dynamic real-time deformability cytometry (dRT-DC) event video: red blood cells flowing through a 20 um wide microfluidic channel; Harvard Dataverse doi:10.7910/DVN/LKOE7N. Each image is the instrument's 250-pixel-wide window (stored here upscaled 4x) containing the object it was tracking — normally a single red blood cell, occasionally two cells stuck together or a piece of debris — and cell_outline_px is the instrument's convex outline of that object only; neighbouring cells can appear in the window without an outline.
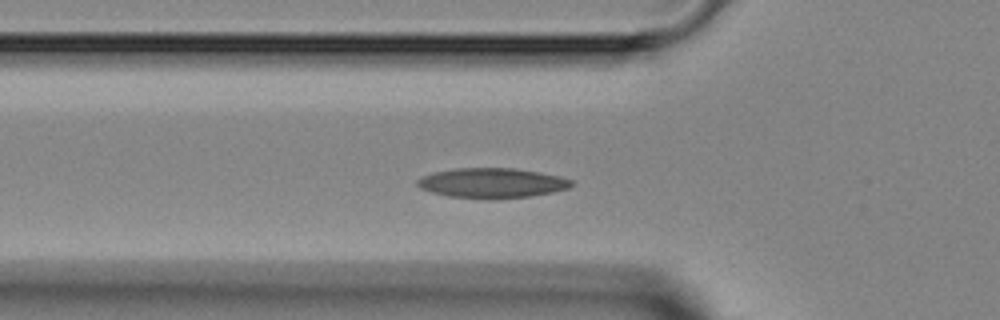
{"species": "Egyptian fruit bat (a non-hibernating species)", "species_latin": "Rousettus aegyptiacus", "temperature_condition": "room temperature", "stored_images_in_passage": 40, "camera_frame_rate_fps": 3000, "um_per_image_px": 0.085, "animal": {"sex": "female"}, "frame": {"image": 1, "passage_image": 13, "time_ms": 4.0, "image_size_px": [1000, 320], "cell_outline_px": [[576, 184], [568, 188], [552, 192], [532, 196], [492, 200], [488, 200], [448, 196], [432, 192], [420, 188], [416, 184], [416, 180], [420, 176], [432, 172], [456, 168], [512, 168], [560, 176], [572, 180]], "centroid_in_image_um": [41.79, 15.57], "position_along_channel_um": 84.0, "area_um2": 27.22}}
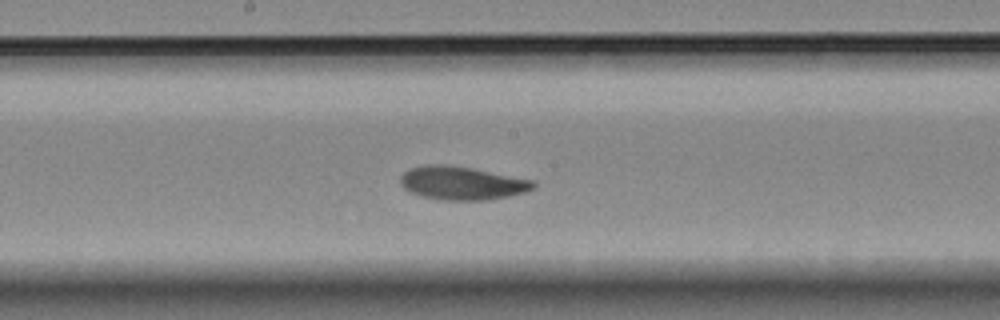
{"frame": {"image": 2, "passage_image": 22, "time_ms": 7.0, "image_size_px": [1000, 320], "cell_outline_px": [[536, 188], [524, 192], [508, 196], [488, 200], [440, 200], [408, 192], [400, 184], [400, 176], [404, 172], [420, 164], [448, 164], [472, 168], [532, 180], [536, 184]], "centroid_in_image_um": [39.23, 15.56], "position_along_channel_um": 209.0, "area_um2": 25.95}}
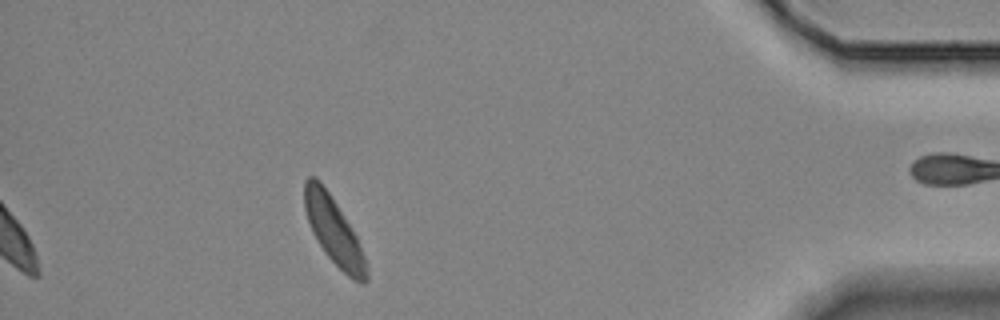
{"frame": {"image": 3, "passage_image": 40, "time_ms": 13.0, "image_size_px": [1000, 320], "cell_outline_px": [[368, 280], [364, 284], [360, 284], [352, 280], [324, 252], [312, 232], [304, 208], [304, 180], [308, 176], [316, 176], [320, 180], [352, 228], [356, 236], [368, 264]], "centroid_in_image_um": [28.38, 19.64], "position_along_channel_um": 406.8, "area_um2": 24.16}}